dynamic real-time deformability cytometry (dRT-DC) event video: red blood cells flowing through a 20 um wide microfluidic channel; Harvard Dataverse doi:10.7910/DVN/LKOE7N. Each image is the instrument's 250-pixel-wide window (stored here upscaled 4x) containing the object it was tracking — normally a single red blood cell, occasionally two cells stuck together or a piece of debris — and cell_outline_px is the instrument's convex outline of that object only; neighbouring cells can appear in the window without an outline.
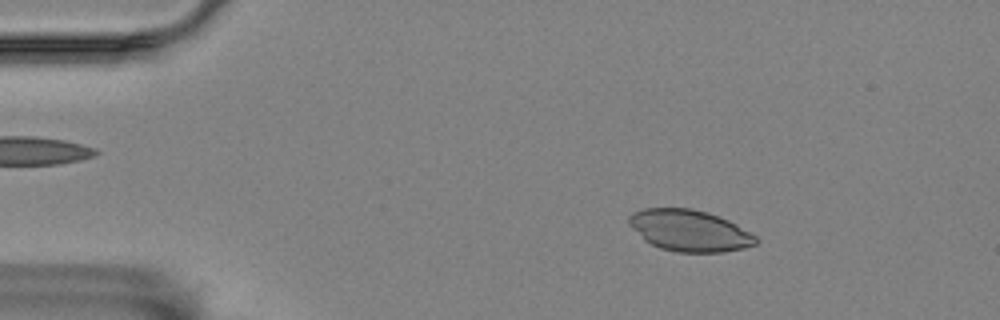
{"species": "Egyptian fruit bat (a non-hibernating species)", "species_latin": "Rousettus aegyptiacus", "temperature_condition": "room temperature", "stored_images_in_passage": 40, "camera_frame_rate_fps": 3000, "um_per_image_px": 0.085, "animal": {"sex": "female"}, "frame": {"image": 1, "passage_image": 7, "time_ms": 2.0, "image_size_px": [1000, 320], "cell_outline_px": [[756, 244], [744, 248], [724, 252], [676, 252], [660, 248], [644, 240], [628, 224], [628, 216], [632, 212], [644, 208], [692, 208], [708, 212], [728, 220], [736, 224], [756, 236]], "centroid_in_image_um": [58.58, 19.59], "position_along_channel_um": 26.4, "area_um2": 30.69}}
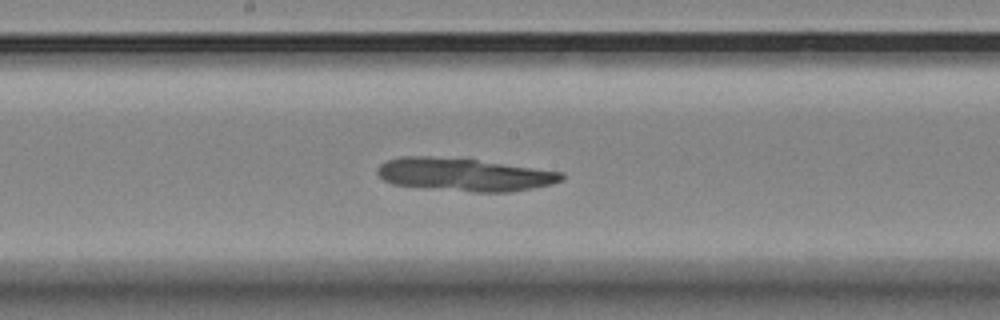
{"frame": {"image": 2, "passage_image": 28, "time_ms": 9.0, "image_size_px": [1000, 320], "cell_outline_px": [[564, 180], [552, 184], [532, 188], [508, 192], [472, 192], [392, 184], [384, 180], [376, 172], [376, 168], [380, 164], [388, 160], [400, 156], [428, 156], [476, 160], [564, 172]], "centroid_in_image_um": [39.45, 14.84], "position_along_channel_um": 208.7, "area_um2": 35.14}}
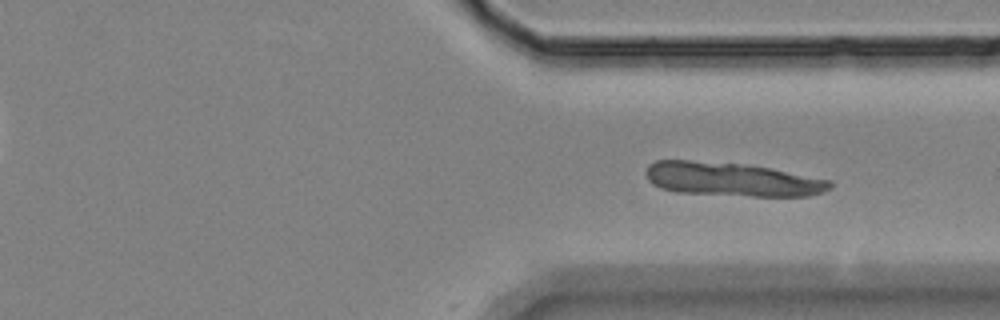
{"frame": {"image": 3, "passage_image": 40, "time_ms": 13.0, "image_size_px": [1000, 320], "cell_outline_px": [[832, 188], [824, 192], [808, 196], [752, 196], [676, 192], [660, 188], [652, 184], [648, 180], [648, 164], [656, 160], [688, 160], [736, 164], [768, 168], [832, 180]], "centroid_in_image_um": [62.23, 15.26], "position_along_channel_um": 349.2, "area_um2": 35.84}}